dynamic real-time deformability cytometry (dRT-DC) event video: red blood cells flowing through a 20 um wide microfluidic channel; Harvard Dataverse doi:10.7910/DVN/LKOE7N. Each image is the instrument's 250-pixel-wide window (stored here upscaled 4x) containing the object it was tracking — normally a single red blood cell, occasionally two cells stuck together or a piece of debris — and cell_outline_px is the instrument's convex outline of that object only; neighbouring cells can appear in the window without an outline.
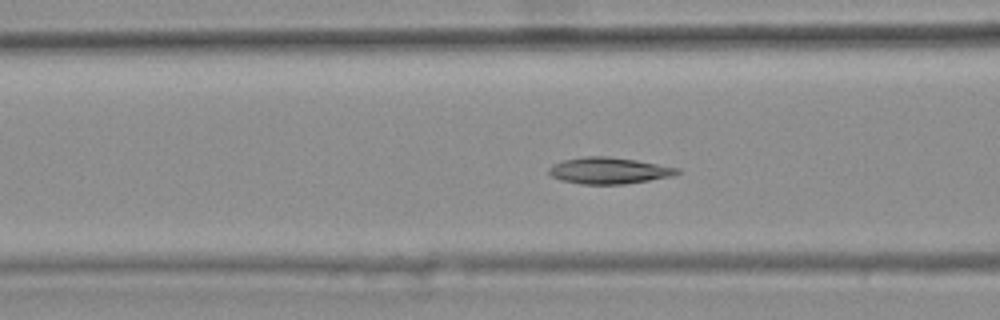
{"species": "common noctule bat (a hibernating species)", "species_latin": "Nyctalus noctula", "temperature_condition": "warm", "stored_images_in_passage": 46, "camera_frame_rate_fps": 3000, "um_per_image_px": 0.085, "animal": {"sex": "female", "body_mass_g": 25.1}, "frame": {"image": 1, "passage_image": 20, "time_ms": 6.333, "image_size_px": [1000, 320], "cell_outline_px": [[680, 172], [672, 176], [624, 184], [580, 184], [560, 180], [552, 176], [548, 172], [548, 168], [564, 160], [584, 156], [608, 156], [636, 160], [680, 168]], "centroid_in_image_um": [51.75, 14.5], "position_along_channel_um": 114.8, "area_um2": 19.65}}
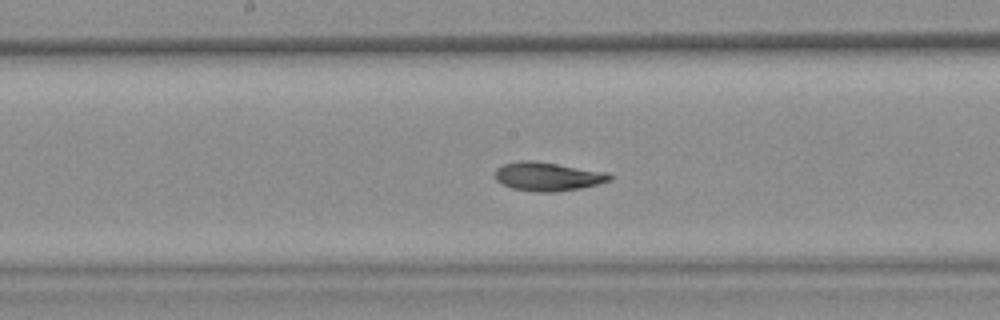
{"frame": {"image": 2, "passage_image": 27, "time_ms": 8.667, "image_size_px": [1000, 320], "cell_outline_px": [[612, 180], [580, 188], [556, 192], [540, 192], [512, 188], [496, 180], [496, 168], [500, 164], [520, 160], [532, 160], [608, 172], [612, 176]], "centroid_in_image_um": [46.55, 14.99], "position_along_channel_um": 201.7, "area_um2": 19.13}}
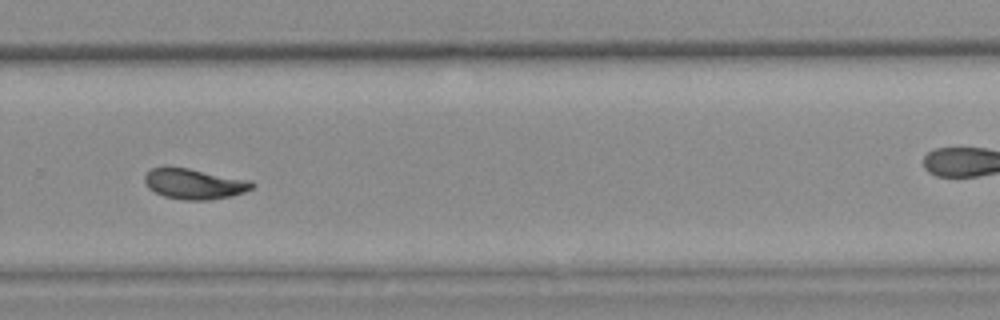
{"frame": {"image": 3, "passage_image": 36, "time_ms": 11.667, "image_size_px": [1000, 320], "cell_outline_px": [[256, 184], [252, 188], [244, 192], [232, 196], [208, 200], [184, 200], [164, 196], [148, 188], [144, 180], [144, 176], [152, 168], [164, 164], [188, 168], [252, 180]], "centroid_in_image_um": [16.5, 15.6], "position_along_channel_um": 313.3, "area_um2": 19.48}, "authors_computed_cell_mechanics": {"area_um2": 19.3919, "velocity_mm_per_s": 3.7262, "shape_relaxation_time_tau1_ms": 5.0988, "shape_relaxation_time_tau2_ms": 2.3937, "deformation_change_tau1": 0.156, "deformation_change_tau2": 0.0686}}